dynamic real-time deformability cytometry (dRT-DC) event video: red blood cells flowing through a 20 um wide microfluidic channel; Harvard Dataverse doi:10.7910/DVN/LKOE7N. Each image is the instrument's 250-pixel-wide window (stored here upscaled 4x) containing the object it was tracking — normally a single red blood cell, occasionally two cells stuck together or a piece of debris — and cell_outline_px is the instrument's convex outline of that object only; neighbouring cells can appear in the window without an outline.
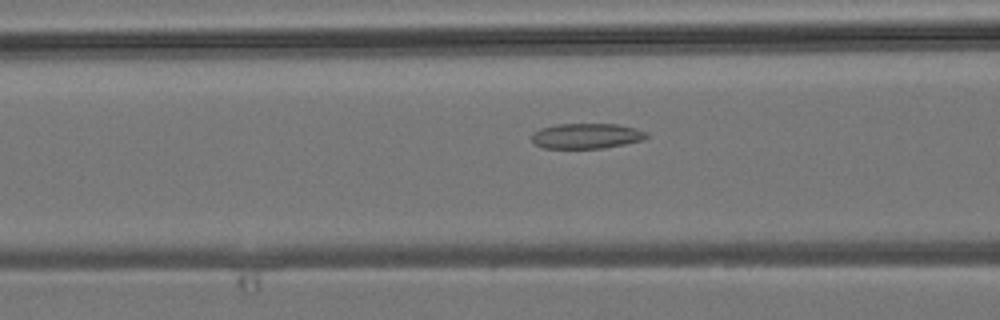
{"species": "common noctule bat (a hibernating species)", "species_latin": "Nyctalus noctula", "temperature_condition": "room temperature", "stored_images_in_passage": 4, "camera_frame_rate_fps": 3000, "um_per_image_px": 0.085, "animal": {"sex": "male", "body_mass_g": 19.2, "forearm_length_mm": 51.8}, "frame": {"image": 1, "passage_image": 4, "time_ms": 3.667, "image_size_px": [1000, 320], "cell_outline_px": [[648, 136], [644, 140], [604, 148], [544, 148], [536, 144], [532, 140], [532, 132], [540, 128], [556, 124], [616, 124], [636, 128], [648, 132]], "centroid_in_image_um": [49.86, 11.55], "position_along_channel_um": 116.7, "area_um2": 16.99}}